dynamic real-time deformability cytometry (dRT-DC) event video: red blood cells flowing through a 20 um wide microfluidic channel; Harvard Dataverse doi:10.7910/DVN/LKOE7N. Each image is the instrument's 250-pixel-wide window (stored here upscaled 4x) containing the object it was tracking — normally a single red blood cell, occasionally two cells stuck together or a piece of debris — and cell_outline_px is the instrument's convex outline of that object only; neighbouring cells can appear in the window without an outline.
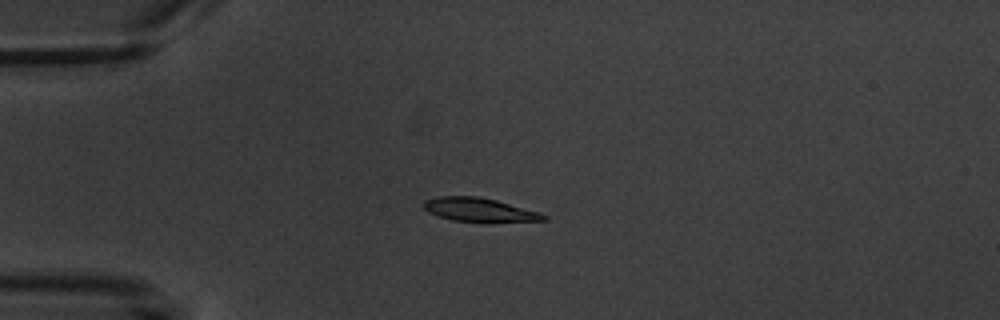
{"species": "common noctule bat (a hibernating species)", "species_latin": "Nyctalus noctula", "temperature_condition": "warm", "stored_images_in_passage": 11, "camera_frame_rate_fps": 3000, "um_per_image_px": 0.085, "animal": {"sex": "male", "body_mass_g": 20.1, "forearm_length_mm": 53.5}, "frame": {"image": 1, "passage_image": 4, "time_ms": 4.667, "image_size_px": [1000, 320], "cell_outline_px": [[548, 220], [484, 224], [452, 220], [436, 216], [428, 212], [424, 208], [424, 200], [440, 196], [480, 196], [496, 200], [536, 212], [548, 216]], "centroid_in_image_um": [40.74, 17.87], "position_along_channel_um": 44.3, "area_um2": 17.11}}
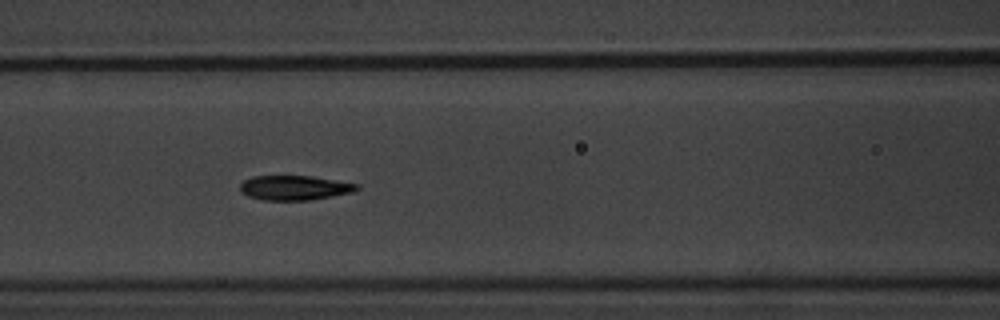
{"frame": {"image": 2, "passage_image": 7, "time_ms": 8.0, "image_size_px": [1000, 320], "cell_outline_px": [[360, 188], [352, 192], [332, 196], [308, 200], [260, 200], [248, 196], [240, 192], [240, 184], [244, 180], [252, 176], [312, 176], [360, 184]], "centroid_in_image_um": [25.02, 15.96], "position_along_channel_um": 141.6, "area_um2": 16.82}}
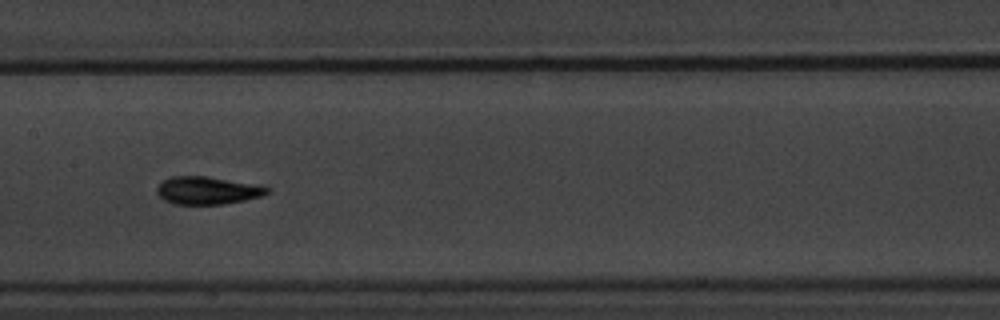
{"frame": {"image": 3, "passage_image": 8, "time_ms": 9.333, "image_size_px": [1000, 320], "cell_outline_px": [[268, 192], [260, 196], [244, 200], [224, 204], [172, 204], [164, 200], [156, 192], [156, 188], [164, 180], [172, 176], [204, 176], [260, 184], [268, 188]], "centroid_in_image_um": [17.62, 16.18], "position_along_channel_um": 189.8, "area_um2": 17.74}}